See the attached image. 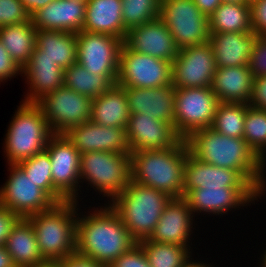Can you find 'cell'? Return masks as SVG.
Here are the masks:
<instances>
[{"label": "cell", "instance_id": "8d00e7d4", "mask_svg": "<svg viewBox=\"0 0 266 267\" xmlns=\"http://www.w3.org/2000/svg\"><path fill=\"white\" fill-rule=\"evenodd\" d=\"M243 139L266 164V110L247 104Z\"/></svg>", "mask_w": 266, "mask_h": 267}, {"label": "cell", "instance_id": "f5cc1de1", "mask_svg": "<svg viewBox=\"0 0 266 267\" xmlns=\"http://www.w3.org/2000/svg\"><path fill=\"white\" fill-rule=\"evenodd\" d=\"M27 267H60V263L59 261H45L41 264H37V265H31V266H27Z\"/></svg>", "mask_w": 266, "mask_h": 267}, {"label": "cell", "instance_id": "7402d4cb", "mask_svg": "<svg viewBox=\"0 0 266 267\" xmlns=\"http://www.w3.org/2000/svg\"><path fill=\"white\" fill-rule=\"evenodd\" d=\"M86 0H54L31 15L38 30L78 33L85 21Z\"/></svg>", "mask_w": 266, "mask_h": 267}, {"label": "cell", "instance_id": "681fc988", "mask_svg": "<svg viewBox=\"0 0 266 267\" xmlns=\"http://www.w3.org/2000/svg\"><path fill=\"white\" fill-rule=\"evenodd\" d=\"M30 15L54 0H20Z\"/></svg>", "mask_w": 266, "mask_h": 267}, {"label": "cell", "instance_id": "7a4b0ae2", "mask_svg": "<svg viewBox=\"0 0 266 267\" xmlns=\"http://www.w3.org/2000/svg\"><path fill=\"white\" fill-rule=\"evenodd\" d=\"M185 141L195 158L237 171L266 199V164L243 138L228 137L208 127L193 131Z\"/></svg>", "mask_w": 266, "mask_h": 267}, {"label": "cell", "instance_id": "d4e9b609", "mask_svg": "<svg viewBox=\"0 0 266 267\" xmlns=\"http://www.w3.org/2000/svg\"><path fill=\"white\" fill-rule=\"evenodd\" d=\"M257 37L254 32H210L208 43L217 68L248 65Z\"/></svg>", "mask_w": 266, "mask_h": 267}, {"label": "cell", "instance_id": "5bb4252c", "mask_svg": "<svg viewBox=\"0 0 266 267\" xmlns=\"http://www.w3.org/2000/svg\"><path fill=\"white\" fill-rule=\"evenodd\" d=\"M198 222L184 197L171 198L148 240L158 243L197 247L198 253H202V248L199 249L198 246L200 247V244H204L201 242L203 238L199 237L200 232L204 231V229H199L202 225H198L201 224ZM197 239L201 243L197 242ZM197 243H199L198 246Z\"/></svg>", "mask_w": 266, "mask_h": 267}, {"label": "cell", "instance_id": "db71d44e", "mask_svg": "<svg viewBox=\"0 0 266 267\" xmlns=\"http://www.w3.org/2000/svg\"><path fill=\"white\" fill-rule=\"evenodd\" d=\"M221 2L230 4H248L245 0H221Z\"/></svg>", "mask_w": 266, "mask_h": 267}, {"label": "cell", "instance_id": "836d02e7", "mask_svg": "<svg viewBox=\"0 0 266 267\" xmlns=\"http://www.w3.org/2000/svg\"><path fill=\"white\" fill-rule=\"evenodd\" d=\"M138 243L146 253L151 267H184L198 254L194 247L178 244L158 243L148 239Z\"/></svg>", "mask_w": 266, "mask_h": 267}, {"label": "cell", "instance_id": "bcb514c9", "mask_svg": "<svg viewBox=\"0 0 266 267\" xmlns=\"http://www.w3.org/2000/svg\"><path fill=\"white\" fill-rule=\"evenodd\" d=\"M60 267H107L95 260L81 256L77 253L67 256L59 261Z\"/></svg>", "mask_w": 266, "mask_h": 267}, {"label": "cell", "instance_id": "9c48e42d", "mask_svg": "<svg viewBox=\"0 0 266 267\" xmlns=\"http://www.w3.org/2000/svg\"><path fill=\"white\" fill-rule=\"evenodd\" d=\"M159 18L168 27L179 49L203 45L209 40L208 16L193 0L160 2Z\"/></svg>", "mask_w": 266, "mask_h": 267}, {"label": "cell", "instance_id": "e575fe53", "mask_svg": "<svg viewBox=\"0 0 266 267\" xmlns=\"http://www.w3.org/2000/svg\"><path fill=\"white\" fill-rule=\"evenodd\" d=\"M34 184L41 188L56 204L66 200L54 189L51 173V160L48 151L35 154L33 157L17 164Z\"/></svg>", "mask_w": 266, "mask_h": 267}, {"label": "cell", "instance_id": "9a60e30c", "mask_svg": "<svg viewBox=\"0 0 266 267\" xmlns=\"http://www.w3.org/2000/svg\"><path fill=\"white\" fill-rule=\"evenodd\" d=\"M91 101L89 97L63 85L47 94L38 104L53 134H64L71 127L91 120Z\"/></svg>", "mask_w": 266, "mask_h": 267}, {"label": "cell", "instance_id": "d6a6232c", "mask_svg": "<svg viewBox=\"0 0 266 267\" xmlns=\"http://www.w3.org/2000/svg\"><path fill=\"white\" fill-rule=\"evenodd\" d=\"M208 22L210 32H253L250 4H230L222 2L208 17Z\"/></svg>", "mask_w": 266, "mask_h": 267}, {"label": "cell", "instance_id": "cb8c5ba5", "mask_svg": "<svg viewBox=\"0 0 266 267\" xmlns=\"http://www.w3.org/2000/svg\"><path fill=\"white\" fill-rule=\"evenodd\" d=\"M130 114L141 113L174 124L176 88L170 84L155 88H124Z\"/></svg>", "mask_w": 266, "mask_h": 267}, {"label": "cell", "instance_id": "f546056e", "mask_svg": "<svg viewBox=\"0 0 266 267\" xmlns=\"http://www.w3.org/2000/svg\"><path fill=\"white\" fill-rule=\"evenodd\" d=\"M16 267L37 265L46 260L40 253L36 234L31 223L20 218L11 228L4 243Z\"/></svg>", "mask_w": 266, "mask_h": 267}, {"label": "cell", "instance_id": "8992f818", "mask_svg": "<svg viewBox=\"0 0 266 267\" xmlns=\"http://www.w3.org/2000/svg\"><path fill=\"white\" fill-rule=\"evenodd\" d=\"M77 201L55 204L51 209L26 219L31 223L41 255L47 261H60L76 253Z\"/></svg>", "mask_w": 266, "mask_h": 267}, {"label": "cell", "instance_id": "7bdbcfd3", "mask_svg": "<svg viewBox=\"0 0 266 267\" xmlns=\"http://www.w3.org/2000/svg\"><path fill=\"white\" fill-rule=\"evenodd\" d=\"M252 31L258 36H266V0H255L250 4Z\"/></svg>", "mask_w": 266, "mask_h": 267}, {"label": "cell", "instance_id": "74e56055", "mask_svg": "<svg viewBox=\"0 0 266 267\" xmlns=\"http://www.w3.org/2000/svg\"><path fill=\"white\" fill-rule=\"evenodd\" d=\"M160 0H122V17L127 31L159 17Z\"/></svg>", "mask_w": 266, "mask_h": 267}, {"label": "cell", "instance_id": "f35d334b", "mask_svg": "<svg viewBox=\"0 0 266 267\" xmlns=\"http://www.w3.org/2000/svg\"><path fill=\"white\" fill-rule=\"evenodd\" d=\"M30 20L31 15L20 0H0V28Z\"/></svg>", "mask_w": 266, "mask_h": 267}, {"label": "cell", "instance_id": "f907efd6", "mask_svg": "<svg viewBox=\"0 0 266 267\" xmlns=\"http://www.w3.org/2000/svg\"><path fill=\"white\" fill-rule=\"evenodd\" d=\"M0 267H16L4 245H0Z\"/></svg>", "mask_w": 266, "mask_h": 267}, {"label": "cell", "instance_id": "83f0119b", "mask_svg": "<svg viewBox=\"0 0 266 267\" xmlns=\"http://www.w3.org/2000/svg\"><path fill=\"white\" fill-rule=\"evenodd\" d=\"M91 121L102 126L126 128L130 119L125 89L115 84L91 101Z\"/></svg>", "mask_w": 266, "mask_h": 267}, {"label": "cell", "instance_id": "ffe728a7", "mask_svg": "<svg viewBox=\"0 0 266 267\" xmlns=\"http://www.w3.org/2000/svg\"><path fill=\"white\" fill-rule=\"evenodd\" d=\"M124 43L137 53L171 63L180 50L170 30L159 17L130 29Z\"/></svg>", "mask_w": 266, "mask_h": 267}, {"label": "cell", "instance_id": "44dd1931", "mask_svg": "<svg viewBox=\"0 0 266 267\" xmlns=\"http://www.w3.org/2000/svg\"><path fill=\"white\" fill-rule=\"evenodd\" d=\"M25 92L21 101L38 103L47 94L64 85V70L47 57L34 50L31 58L22 67ZM23 98V99H22Z\"/></svg>", "mask_w": 266, "mask_h": 267}, {"label": "cell", "instance_id": "5b68a950", "mask_svg": "<svg viewBox=\"0 0 266 267\" xmlns=\"http://www.w3.org/2000/svg\"><path fill=\"white\" fill-rule=\"evenodd\" d=\"M2 139V156L7 164H18L46 149L53 135L38 103L20 101Z\"/></svg>", "mask_w": 266, "mask_h": 267}, {"label": "cell", "instance_id": "ac0fdd59", "mask_svg": "<svg viewBox=\"0 0 266 267\" xmlns=\"http://www.w3.org/2000/svg\"><path fill=\"white\" fill-rule=\"evenodd\" d=\"M126 133L131 152L175 147L183 140L174 124L141 113L130 114Z\"/></svg>", "mask_w": 266, "mask_h": 267}, {"label": "cell", "instance_id": "ab89813d", "mask_svg": "<svg viewBox=\"0 0 266 267\" xmlns=\"http://www.w3.org/2000/svg\"><path fill=\"white\" fill-rule=\"evenodd\" d=\"M107 267H151L142 246L133 245L128 251L116 258Z\"/></svg>", "mask_w": 266, "mask_h": 267}, {"label": "cell", "instance_id": "4dcf8cb0", "mask_svg": "<svg viewBox=\"0 0 266 267\" xmlns=\"http://www.w3.org/2000/svg\"><path fill=\"white\" fill-rule=\"evenodd\" d=\"M36 32L37 29L31 20L0 28V41L21 68L28 62L35 50Z\"/></svg>", "mask_w": 266, "mask_h": 267}, {"label": "cell", "instance_id": "ba28073f", "mask_svg": "<svg viewBox=\"0 0 266 267\" xmlns=\"http://www.w3.org/2000/svg\"><path fill=\"white\" fill-rule=\"evenodd\" d=\"M184 198L187 200L194 217L197 220L199 219L201 225L202 219L205 221L208 219L206 221L208 222L212 217L215 223L218 217L222 221L224 216L230 214L241 218L242 210L251 209V206L256 205L259 208L260 203L266 204V199L253 187L198 188L191 190ZM239 211L240 213H237Z\"/></svg>", "mask_w": 266, "mask_h": 267}, {"label": "cell", "instance_id": "11a10c76", "mask_svg": "<svg viewBox=\"0 0 266 267\" xmlns=\"http://www.w3.org/2000/svg\"><path fill=\"white\" fill-rule=\"evenodd\" d=\"M246 1V3H248V4H251L252 2H254L255 0H245Z\"/></svg>", "mask_w": 266, "mask_h": 267}, {"label": "cell", "instance_id": "30bf717a", "mask_svg": "<svg viewBox=\"0 0 266 267\" xmlns=\"http://www.w3.org/2000/svg\"><path fill=\"white\" fill-rule=\"evenodd\" d=\"M7 177L0 184V205L19 218L51 209L56 203L17 164H7Z\"/></svg>", "mask_w": 266, "mask_h": 267}, {"label": "cell", "instance_id": "1f68e13d", "mask_svg": "<svg viewBox=\"0 0 266 267\" xmlns=\"http://www.w3.org/2000/svg\"><path fill=\"white\" fill-rule=\"evenodd\" d=\"M118 75H95L79 63L64 70V85L79 94L94 99L111 89Z\"/></svg>", "mask_w": 266, "mask_h": 267}, {"label": "cell", "instance_id": "ee69618b", "mask_svg": "<svg viewBox=\"0 0 266 267\" xmlns=\"http://www.w3.org/2000/svg\"><path fill=\"white\" fill-rule=\"evenodd\" d=\"M248 105L266 110V75L253 78L252 96Z\"/></svg>", "mask_w": 266, "mask_h": 267}, {"label": "cell", "instance_id": "6da1fadb", "mask_svg": "<svg viewBox=\"0 0 266 267\" xmlns=\"http://www.w3.org/2000/svg\"><path fill=\"white\" fill-rule=\"evenodd\" d=\"M136 243L109 204L78 205L77 254L108 266Z\"/></svg>", "mask_w": 266, "mask_h": 267}, {"label": "cell", "instance_id": "b9f144b4", "mask_svg": "<svg viewBox=\"0 0 266 267\" xmlns=\"http://www.w3.org/2000/svg\"><path fill=\"white\" fill-rule=\"evenodd\" d=\"M22 78V68L11 58L7 49L0 41V87L5 86L8 81L14 78Z\"/></svg>", "mask_w": 266, "mask_h": 267}, {"label": "cell", "instance_id": "603a6c76", "mask_svg": "<svg viewBox=\"0 0 266 267\" xmlns=\"http://www.w3.org/2000/svg\"><path fill=\"white\" fill-rule=\"evenodd\" d=\"M252 187L237 171L200 161L187 155L183 183V197L198 188Z\"/></svg>", "mask_w": 266, "mask_h": 267}, {"label": "cell", "instance_id": "d6986e66", "mask_svg": "<svg viewBox=\"0 0 266 267\" xmlns=\"http://www.w3.org/2000/svg\"><path fill=\"white\" fill-rule=\"evenodd\" d=\"M64 134L80 154L91 151L131 154L126 128L102 126L90 120L71 127Z\"/></svg>", "mask_w": 266, "mask_h": 267}, {"label": "cell", "instance_id": "7c38bea8", "mask_svg": "<svg viewBox=\"0 0 266 267\" xmlns=\"http://www.w3.org/2000/svg\"><path fill=\"white\" fill-rule=\"evenodd\" d=\"M116 84L123 88H155L172 84V63L131 50L123 43Z\"/></svg>", "mask_w": 266, "mask_h": 267}, {"label": "cell", "instance_id": "60d3db41", "mask_svg": "<svg viewBox=\"0 0 266 267\" xmlns=\"http://www.w3.org/2000/svg\"><path fill=\"white\" fill-rule=\"evenodd\" d=\"M248 66L253 78L266 75V36L257 37Z\"/></svg>", "mask_w": 266, "mask_h": 267}, {"label": "cell", "instance_id": "816d5d0a", "mask_svg": "<svg viewBox=\"0 0 266 267\" xmlns=\"http://www.w3.org/2000/svg\"><path fill=\"white\" fill-rule=\"evenodd\" d=\"M266 238L264 237V241L266 242V240H265ZM261 247H259V248H261V250L260 249H258V254L260 255H258L257 254V257H255V258H258V259H255L254 258V260L257 262H255L254 263V260L252 259V261L250 260V262H253V264H252V266L254 265V264H256L255 265V267H266V243L264 244V247H262V244L260 245ZM263 248V249H262ZM260 252V253H259ZM262 252V253H261Z\"/></svg>", "mask_w": 266, "mask_h": 267}, {"label": "cell", "instance_id": "c3c4849f", "mask_svg": "<svg viewBox=\"0 0 266 267\" xmlns=\"http://www.w3.org/2000/svg\"><path fill=\"white\" fill-rule=\"evenodd\" d=\"M199 10L206 16H210L222 3L221 0H193Z\"/></svg>", "mask_w": 266, "mask_h": 267}, {"label": "cell", "instance_id": "2e32d148", "mask_svg": "<svg viewBox=\"0 0 266 267\" xmlns=\"http://www.w3.org/2000/svg\"><path fill=\"white\" fill-rule=\"evenodd\" d=\"M123 43L118 37L81 30L77 33V63L95 75H118Z\"/></svg>", "mask_w": 266, "mask_h": 267}, {"label": "cell", "instance_id": "277c9868", "mask_svg": "<svg viewBox=\"0 0 266 267\" xmlns=\"http://www.w3.org/2000/svg\"><path fill=\"white\" fill-rule=\"evenodd\" d=\"M189 148L183 139L177 146L131 152L132 180L167 193L183 197L186 158Z\"/></svg>", "mask_w": 266, "mask_h": 267}, {"label": "cell", "instance_id": "8fae6325", "mask_svg": "<svg viewBox=\"0 0 266 267\" xmlns=\"http://www.w3.org/2000/svg\"><path fill=\"white\" fill-rule=\"evenodd\" d=\"M219 100L210 87L175 91L174 128L186 139L193 131L211 127Z\"/></svg>", "mask_w": 266, "mask_h": 267}, {"label": "cell", "instance_id": "f1b7e54d", "mask_svg": "<svg viewBox=\"0 0 266 267\" xmlns=\"http://www.w3.org/2000/svg\"><path fill=\"white\" fill-rule=\"evenodd\" d=\"M35 50L65 70L77 62V33L38 29Z\"/></svg>", "mask_w": 266, "mask_h": 267}, {"label": "cell", "instance_id": "e0dca14e", "mask_svg": "<svg viewBox=\"0 0 266 267\" xmlns=\"http://www.w3.org/2000/svg\"><path fill=\"white\" fill-rule=\"evenodd\" d=\"M216 70L213 50L208 42L182 48L172 63V85L176 89L210 87Z\"/></svg>", "mask_w": 266, "mask_h": 267}, {"label": "cell", "instance_id": "484cf974", "mask_svg": "<svg viewBox=\"0 0 266 267\" xmlns=\"http://www.w3.org/2000/svg\"><path fill=\"white\" fill-rule=\"evenodd\" d=\"M83 31L107 34L125 41L122 0H86Z\"/></svg>", "mask_w": 266, "mask_h": 267}, {"label": "cell", "instance_id": "f6af8a7d", "mask_svg": "<svg viewBox=\"0 0 266 267\" xmlns=\"http://www.w3.org/2000/svg\"><path fill=\"white\" fill-rule=\"evenodd\" d=\"M20 218L8 208L0 205V245H4L11 228Z\"/></svg>", "mask_w": 266, "mask_h": 267}, {"label": "cell", "instance_id": "3957f363", "mask_svg": "<svg viewBox=\"0 0 266 267\" xmlns=\"http://www.w3.org/2000/svg\"><path fill=\"white\" fill-rule=\"evenodd\" d=\"M131 179V154L91 151L80 156L81 203L94 204V200H99L109 204L124 191ZM87 197L89 199H85Z\"/></svg>", "mask_w": 266, "mask_h": 267}, {"label": "cell", "instance_id": "4fadbf2b", "mask_svg": "<svg viewBox=\"0 0 266 267\" xmlns=\"http://www.w3.org/2000/svg\"><path fill=\"white\" fill-rule=\"evenodd\" d=\"M46 150L51 160L54 189L66 201L81 203L80 152L65 134H53Z\"/></svg>", "mask_w": 266, "mask_h": 267}, {"label": "cell", "instance_id": "52a82bcc", "mask_svg": "<svg viewBox=\"0 0 266 267\" xmlns=\"http://www.w3.org/2000/svg\"><path fill=\"white\" fill-rule=\"evenodd\" d=\"M171 198L167 193L131 179L124 191L109 205L138 243L149 238Z\"/></svg>", "mask_w": 266, "mask_h": 267}, {"label": "cell", "instance_id": "4316f807", "mask_svg": "<svg viewBox=\"0 0 266 267\" xmlns=\"http://www.w3.org/2000/svg\"><path fill=\"white\" fill-rule=\"evenodd\" d=\"M210 88L219 102L248 104L253 89V76L249 66L217 68Z\"/></svg>", "mask_w": 266, "mask_h": 267}, {"label": "cell", "instance_id": "d590c367", "mask_svg": "<svg viewBox=\"0 0 266 267\" xmlns=\"http://www.w3.org/2000/svg\"><path fill=\"white\" fill-rule=\"evenodd\" d=\"M246 111V103L220 102L211 128L228 137L243 138Z\"/></svg>", "mask_w": 266, "mask_h": 267}, {"label": "cell", "instance_id": "7dc6e473", "mask_svg": "<svg viewBox=\"0 0 266 267\" xmlns=\"http://www.w3.org/2000/svg\"><path fill=\"white\" fill-rule=\"evenodd\" d=\"M206 254H207L206 252H205V256L203 255V253H202V255H201V253L197 254L198 258L195 256L184 267H224V266H219V264L212 261L213 260V259H211L212 257L207 258ZM209 259H211V260H209ZM210 261H211V263H210ZM225 267H226V265H225Z\"/></svg>", "mask_w": 266, "mask_h": 267}]
</instances>
